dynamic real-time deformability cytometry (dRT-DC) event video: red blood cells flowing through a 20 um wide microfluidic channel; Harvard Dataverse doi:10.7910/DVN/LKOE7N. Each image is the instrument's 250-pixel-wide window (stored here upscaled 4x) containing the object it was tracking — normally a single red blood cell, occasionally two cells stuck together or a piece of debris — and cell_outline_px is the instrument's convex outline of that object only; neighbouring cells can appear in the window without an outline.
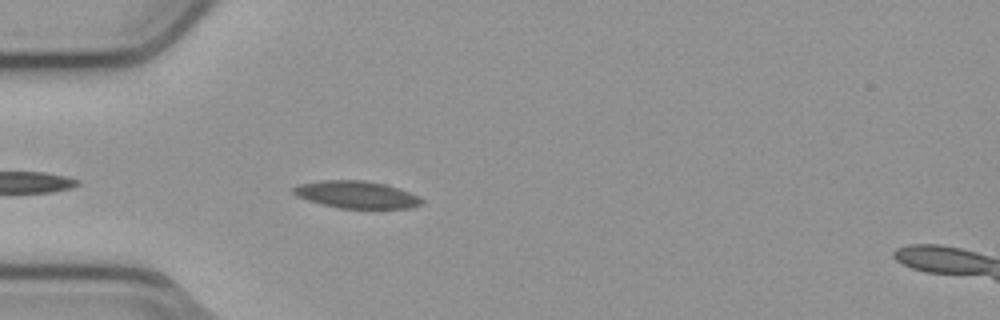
{"species": "common noctule bat (a hibernating species)", "species_latin": "Nyctalus noctula", "temperature_condition": "cold", "stored_images_in_passage": 9, "camera_frame_rate_fps": 3000, "um_per_image_px": 0.085, "animal": {"sex": "male", "body_mass_g": 23.1, "forearm_length_mm": 52.7}, "frame": {"image": 1, "passage_image": 4, "time_ms": 1.0, "image_size_px": [1000, 320], "cell_outline_px": [[424, 204], [412, 208], [340, 208], [320, 204], [296, 196], [292, 192], [292, 188], [300, 184], [320, 180], [364, 180], [384, 184], [420, 196], [424, 200]], "centroid_in_image_um": [30.31, 16.55], "position_along_channel_um": 54.7, "area_um2": 20.4}}